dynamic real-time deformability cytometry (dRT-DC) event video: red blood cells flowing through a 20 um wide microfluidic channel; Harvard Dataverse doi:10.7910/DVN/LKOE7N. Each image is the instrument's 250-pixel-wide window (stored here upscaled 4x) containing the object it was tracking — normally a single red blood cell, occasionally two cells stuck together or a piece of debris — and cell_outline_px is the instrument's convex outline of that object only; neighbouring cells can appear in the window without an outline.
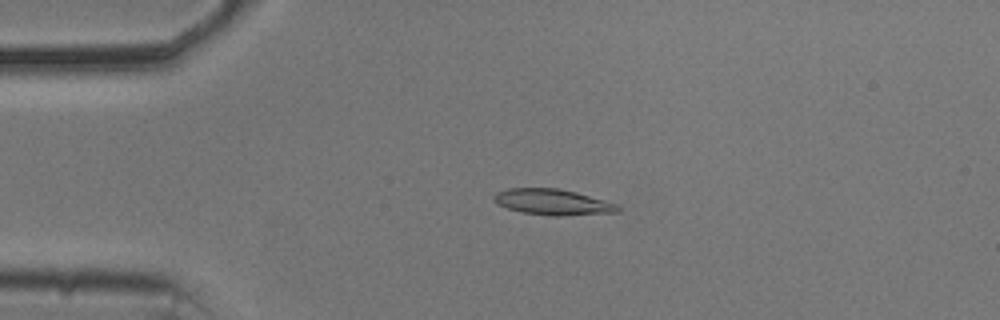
{"species": "common noctule bat (a hibernating species)", "species_latin": "Nyctalus noctula", "temperature_condition": "cold", "stored_images_in_passage": 54, "camera_frame_rate_fps": 3000, "um_per_image_px": 0.085, "animal": {"sex": "male", "body_mass_g": 20.5, "forearm_length_mm": 52.5}, "frame": {"image": 1, "passage_image": 12, "time_ms": 3.667, "image_size_px": [1000, 320], "cell_outline_px": [[620, 212], [560, 216], [552, 216], [524, 212], [508, 208], [496, 204], [492, 200], [492, 196], [496, 192], [508, 188], [556, 188], [576, 192], [620, 204]], "centroid_in_image_um": [46.99, 17.17], "position_along_channel_um": 38.0, "area_um2": 18.84}}
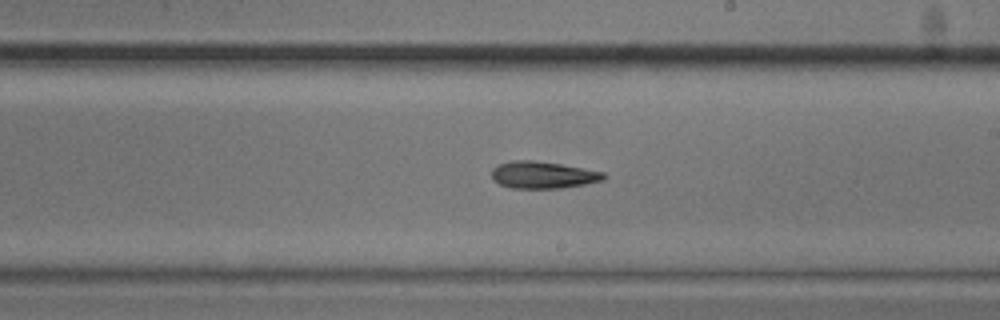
{"frame": {"image": 2, "passage_image": 31, "time_ms": 10.0, "image_size_px": [1000, 320], "cell_outline_px": [[608, 176], [604, 180], [584, 184], [560, 188], [512, 188], [500, 184], [492, 180], [492, 168], [496, 164], [512, 160], [532, 160], [560, 164], [604, 172]], "centroid_in_image_um": [46.12, 14.86], "position_along_channel_um": 242.9, "area_um2": 17.69}}
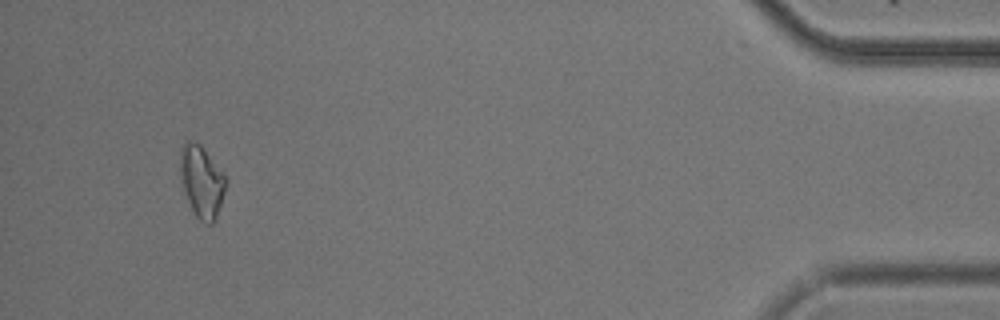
{"frame": {"image": 3, "passage_image": 51, "time_ms": 16.667, "image_size_px": [1000, 320], "cell_outline_px": [[228, 180], [216, 220], [212, 224], [204, 224], [196, 216], [180, 188], [180, 148], [184, 140], [192, 140], [200, 144]], "centroid_in_image_um": [17.11, 15.44], "position_along_channel_um": 418.1, "area_um2": 19.54}, "authors_computed_cell_mechanics": {"area_um2": 17.6868, "velocity_mm_per_s": 3.696, "shape_relaxation_time_tau1_ms": 9.5799, "shape_relaxation_time_tau2_ms": null, "deformation_change_tau1": 0.2042, "deformation_change_tau2": null}}